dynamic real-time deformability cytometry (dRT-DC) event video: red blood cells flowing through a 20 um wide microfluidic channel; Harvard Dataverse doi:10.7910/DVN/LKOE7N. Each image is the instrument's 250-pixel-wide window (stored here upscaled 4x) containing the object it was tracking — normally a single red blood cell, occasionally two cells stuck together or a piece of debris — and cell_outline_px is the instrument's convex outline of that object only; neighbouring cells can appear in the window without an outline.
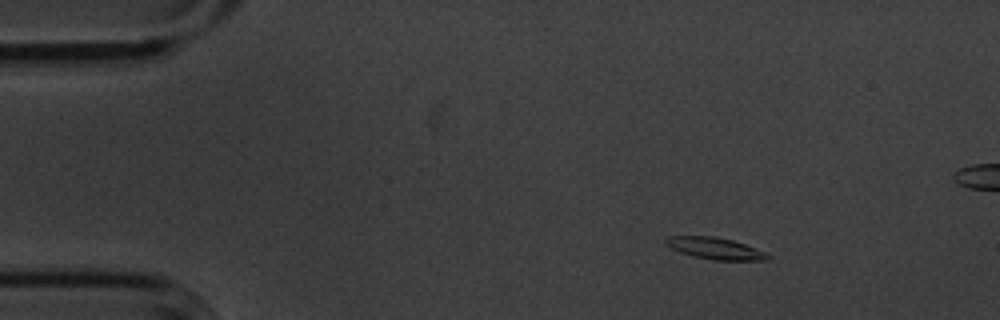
{"species": "common noctule bat (a hibernating species)", "species_latin": "Nyctalus noctula", "temperature_condition": "cold", "stored_images_in_passage": 6, "camera_frame_rate_fps": 3000, "um_per_image_px": 0.085, "animal": {"sex": "male", "body_mass_g": 20.1, "forearm_length_mm": 53.5}, "frame": {"image": 1, "passage_image": 1, "time_ms": 0.0, "image_size_px": [1000, 320], "cell_outline_px": [[772, 256], [768, 260], [712, 260], [692, 256], [680, 252], [664, 244], [664, 240], [668, 236], [712, 236], [732, 240], [756, 248]], "centroid_in_image_um": [60.77, 21.11], "position_along_channel_um": 24.2, "area_um2": 12.89}}
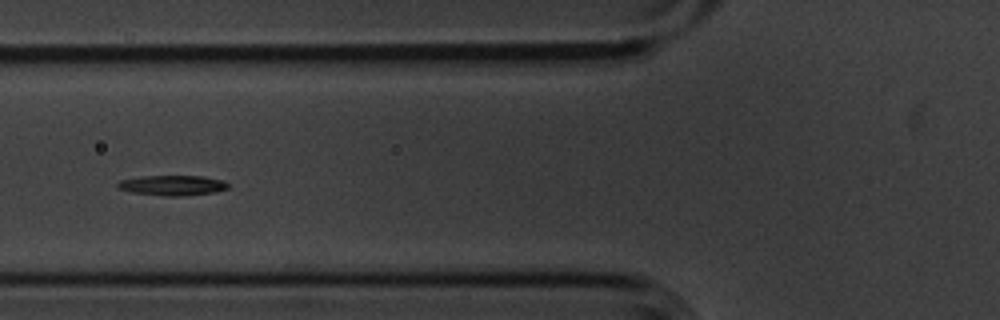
{"frame": {"image": 2, "passage_image": 5, "time_ms": 1.333, "image_size_px": [1000, 320], "cell_outline_px": [[228, 188], [212, 192], [180, 196], [168, 196], [132, 192], [116, 188], [116, 184], [120, 180], [144, 176], [204, 176], [224, 180], [228, 184]], "centroid_in_image_um": [14.64, 15.74], "position_along_channel_um": 111.2, "area_um2": 12.83}}
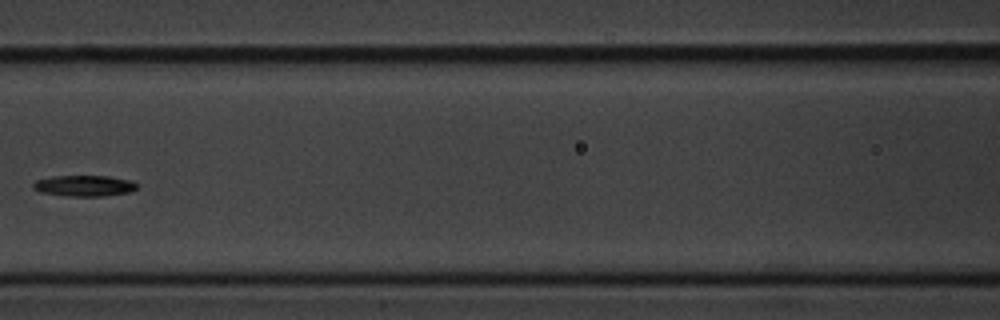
{"frame": {"image": 3, "passage_image": 6, "time_ms": 1.667, "image_size_px": [1000, 320], "cell_outline_px": [[140, 184], [136, 188], [128, 192], [104, 196], [68, 196], [40, 192], [32, 188], [32, 184], [36, 180], [52, 176], [108, 176], [132, 180]], "centroid_in_image_um": [7.16, 15.78], "position_along_channel_um": 159.4, "area_um2": 12.77}}